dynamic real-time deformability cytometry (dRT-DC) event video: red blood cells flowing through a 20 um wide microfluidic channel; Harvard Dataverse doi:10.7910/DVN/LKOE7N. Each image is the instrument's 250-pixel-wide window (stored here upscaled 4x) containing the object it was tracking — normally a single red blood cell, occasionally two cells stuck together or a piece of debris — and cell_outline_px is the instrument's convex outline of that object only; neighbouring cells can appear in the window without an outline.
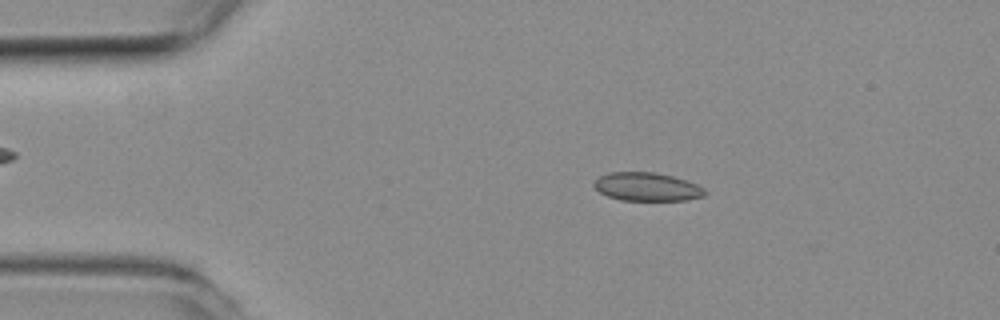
{"species": "common noctule bat (a hibernating species)", "species_latin": "Nyctalus noctula", "temperature_condition": "room temperature", "stored_images_in_passage": 45, "camera_frame_rate_fps": 3000, "um_per_image_px": 0.085, "animal": {"sex": "female", "body_mass_g": 19.3, "forearm_length_mm": 54.1}, "frame": {"image": 1, "passage_image": 2, "time_ms": 0.333, "image_size_px": [1000, 320], "cell_outline_px": [[708, 192], [704, 196], [688, 200], [620, 200], [608, 196], [600, 192], [592, 184], [600, 176], [608, 172], [656, 172], [672, 176], [696, 184], [704, 188]], "centroid_in_image_um": [55.0, 15.88], "position_along_channel_um": 30.0, "area_um2": 18.32}}
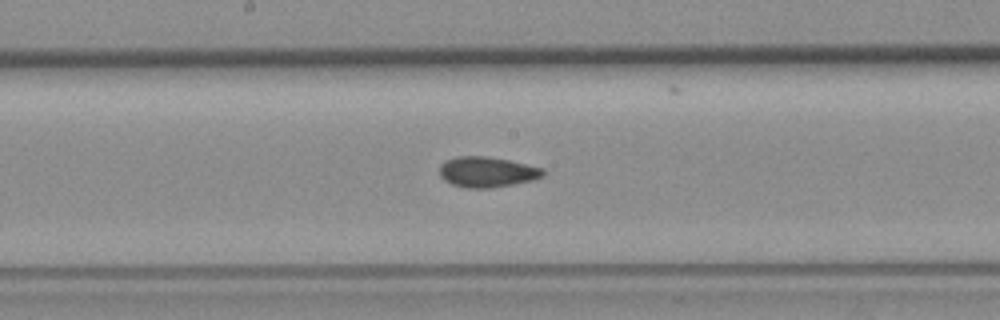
{"frame": {"image": 2, "passage_image": 19, "time_ms": 6.0, "image_size_px": [1000, 320], "cell_outline_px": [[544, 176], [532, 180], [512, 184], [488, 188], [468, 188], [452, 184], [444, 180], [440, 176], [440, 164], [456, 156], [484, 156], [508, 160], [544, 168]], "centroid_in_image_um": [41.39, 14.61], "position_along_channel_um": 206.8, "area_um2": 18.21}}
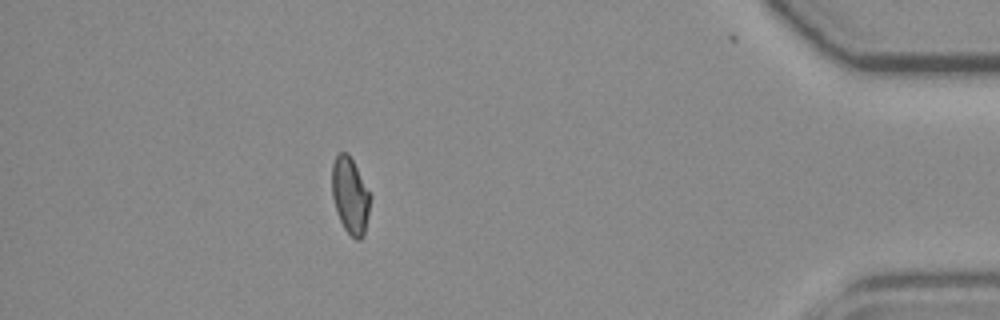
{"frame": {"image": 3, "passage_image": 38, "time_ms": 12.333, "image_size_px": [1000, 320], "cell_outline_px": [[372, 196], [364, 236], [360, 240], [356, 240], [344, 228], [340, 220], [332, 196], [332, 164], [336, 156], [340, 152], [348, 152]], "centroid_in_image_um": [29.78, 16.62], "position_along_channel_um": 405.4, "area_um2": 17.05}, "authors_computed_cell_mechanics": {"area_um2": 17.918, "velocity_mm_per_s": 3.9882, "shape_relaxation_time_tau1_ms": null, "shape_relaxation_time_tau2_ms": 4.7335, "deformation_change_tau1": null, "deformation_change_tau2": 0.0699}}